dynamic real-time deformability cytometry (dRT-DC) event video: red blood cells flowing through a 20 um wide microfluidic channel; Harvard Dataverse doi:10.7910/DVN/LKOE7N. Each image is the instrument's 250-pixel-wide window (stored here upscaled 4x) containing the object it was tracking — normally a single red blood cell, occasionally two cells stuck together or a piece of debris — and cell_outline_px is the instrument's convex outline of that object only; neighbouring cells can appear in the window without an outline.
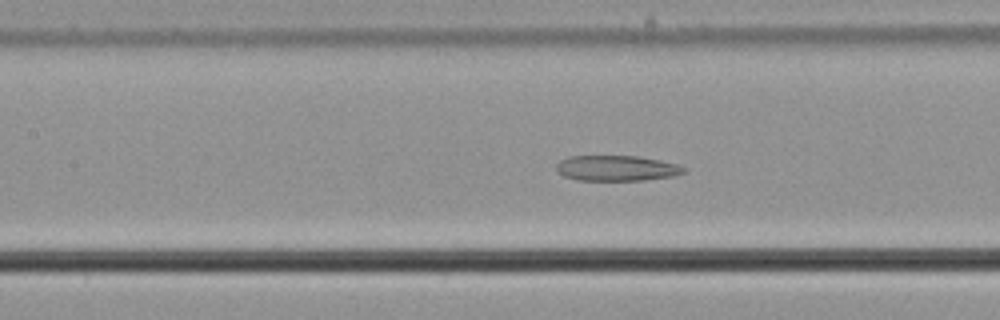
{"species": "common noctule bat (a hibernating species)", "species_latin": "Nyctalus noctula", "temperature_condition": "cold", "stored_images_in_passage": 57, "camera_frame_rate_fps": 3000, "um_per_image_px": 0.085, "animal": {"sex": "male", "body_mass_g": 21.5, "forearm_length_mm": 52.0}, "frame": {"image": 1, "passage_image": 26, "time_ms": 8.333, "image_size_px": [1000, 320], "cell_outline_px": [[688, 172], [676, 176], [644, 180], [576, 180], [564, 176], [556, 172], [556, 164], [560, 160], [568, 156], [636, 156], [660, 160], [676, 164], [688, 168]], "centroid_in_image_um": [52.44, 14.3], "position_along_channel_um": 155.0, "area_um2": 19.19}}
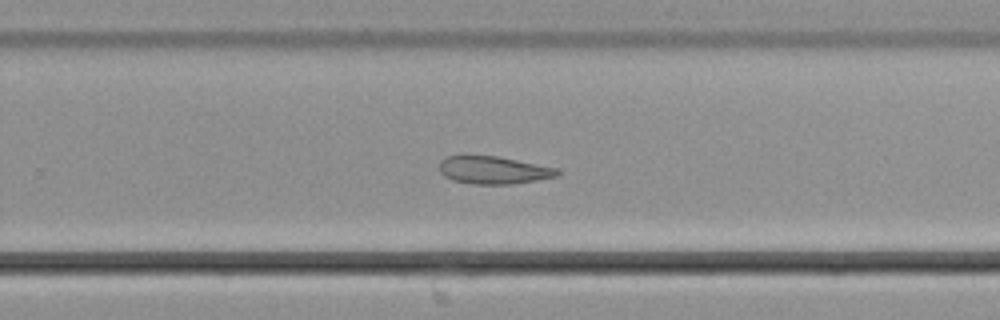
{"frame": {"image": 2, "passage_image": 37, "time_ms": 12.0, "image_size_px": [1000, 320], "cell_outline_px": [[560, 176], [512, 184], [472, 184], [452, 180], [444, 176], [440, 172], [440, 160], [444, 156], [496, 156], [556, 168], [560, 172]], "centroid_in_image_um": [41.93, 14.47], "position_along_channel_um": 287.9, "area_um2": 18.9}}
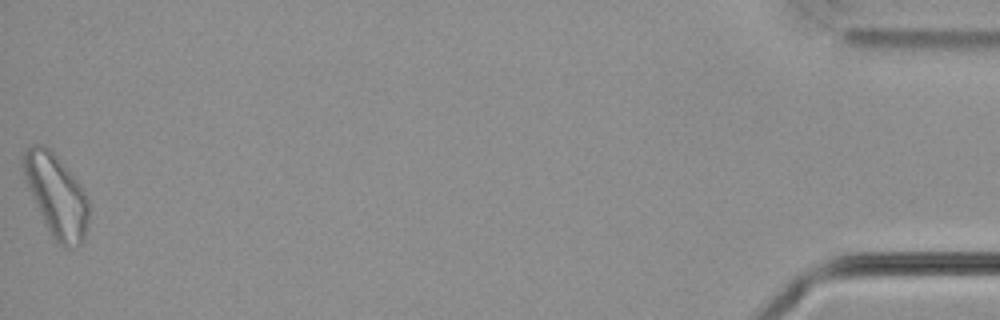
{"frame": {"image": 3, "passage_image": 57, "time_ms": 18.667, "image_size_px": [1000, 320], "cell_outline_px": [[88, 220], [84, 240], [80, 244], [68, 248], [64, 248], [52, 236], [44, 224], [28, 188], [20, 160], [24, 152], [32, 144], [36, 144], [48, 148], [56, 156], [76, 180], [88, 200]], "centroid_in_image_um": [4.76, 16.64], "position_along_channel_um": 430.4, "area_um2": 30.87}}